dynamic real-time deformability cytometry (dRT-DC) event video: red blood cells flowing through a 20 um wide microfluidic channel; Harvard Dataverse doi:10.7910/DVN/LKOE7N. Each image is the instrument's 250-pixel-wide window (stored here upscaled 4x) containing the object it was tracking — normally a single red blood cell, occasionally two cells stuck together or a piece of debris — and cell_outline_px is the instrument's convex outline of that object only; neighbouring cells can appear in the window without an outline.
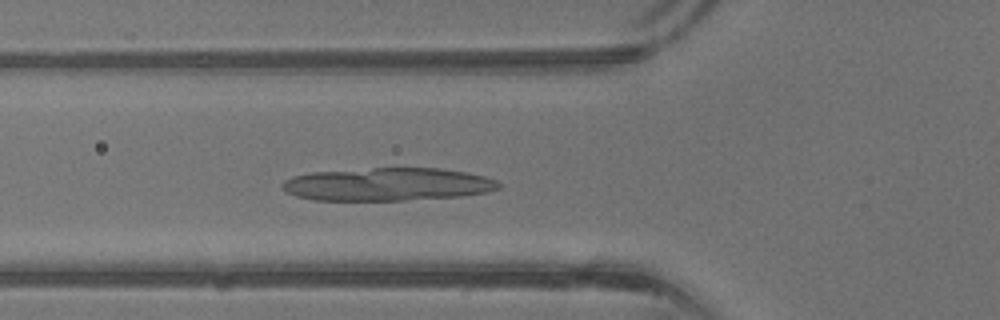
{"species": "common noctule bat (a hibernating species)", "species_latin": "Nyctalus noctula", "temperature_condition": "warm", "stored_images_in_passage": 41, "camera_frame_rate_fps": 3000, "um_per_image_px": 0.085, "animal": {"sex": "male", "body_mass_g": 13.3}, "frame": {"image": 1, "passage_image": 15, "time_ms": 4.667, "image_size_px": [1000, 320], "cell_outline_px": [[500, 188], [484, 192], [460, 196], [404, 200], [312, 200], [296, 196], [288, 192], [280, 184], [284, 180], [292, 176], [312, 172], [372, 168], [440, 168], [468, 172], [484, 176], [496, 180], [500, 184]], "centroid_in_image_um": [32.93, 15.66], "position_along_channel_um": 92.9, "area_um2": 41.5}}
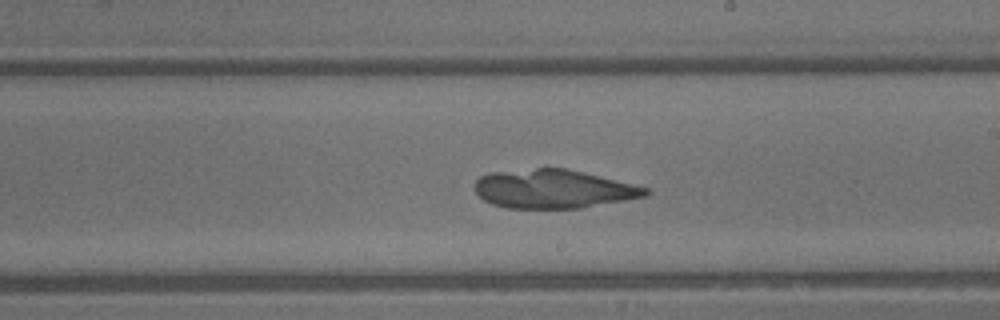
{"frame": {"image": 2, "passage_image": 24, "time_ms": 7.667, "image_size_px": [1000, 320], "cell_outline_px": [[652, 192], [648, 196], [580, 208], [504, 208], [492, 204], [484, 200], [472, 188], [472, 184], [480, 176], [488, 172], [536, 168], [564, 168], [648, 188]], "centroid_in_image_um": [46.97, 16.06], "position_along_channel_um": 242.0, "area_um2": 38.49}}
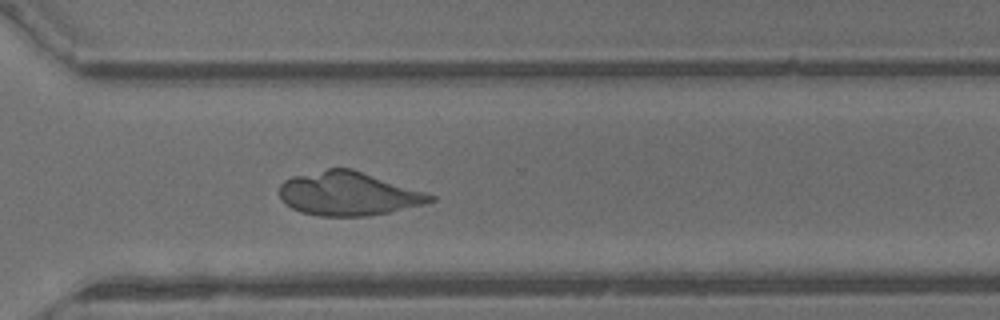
{"frame": {"image": 3, "passage_image": 30, "time_ms": 9.667, "image_size_px": [1000, 320], "cell_outline_px": [[436, 200], [424, 204], [388, 212], [368, 216], [316, 216], [300, 212], [284, 204], [280, 200], [280, 184], [284, 180], [292, 176], [328, 168], [352, 168], [436, 196]], "centroid_in_image_um": [29.56, 16.47], "position_along_channel_um": 341.0, "area_um2": 38.44}}